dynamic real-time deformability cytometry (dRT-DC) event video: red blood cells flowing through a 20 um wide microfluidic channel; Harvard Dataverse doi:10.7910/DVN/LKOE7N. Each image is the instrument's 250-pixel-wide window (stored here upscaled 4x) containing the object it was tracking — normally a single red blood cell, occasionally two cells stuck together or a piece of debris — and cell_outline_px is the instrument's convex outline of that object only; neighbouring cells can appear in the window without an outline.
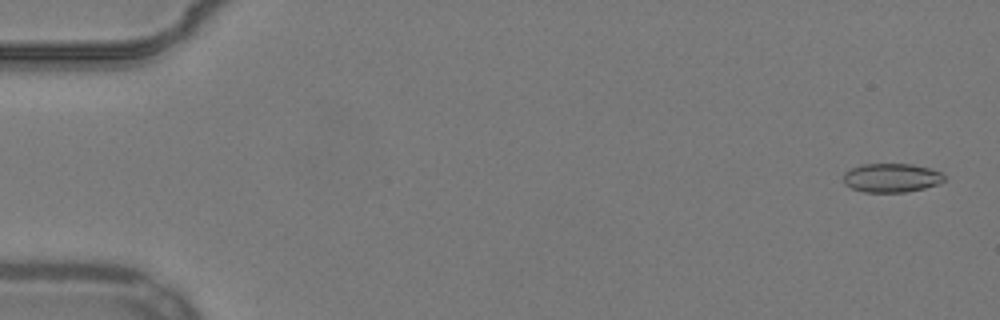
{"species": "common noctule bat (a hibernating species)", "species_latin": "Nyctalus noctula", "temperature_condition": "warm", "stored_images_in_passage": 54, "camera_frame_rate_fps": 3000, "um_per_image_px": 0.085, "animal": {"sex": "male", "body_mass_g": 19.2, "forearm_length_mm": 51.8}, "frame": {"image": 1, "passage_image": 2, "time_ms": 0.333, "image_size_px": [1000, 320], "cell_outline_px": [[944, 180], [940, 184], [924, 188], [904, 192], [864, 192], [852, 188], [844, 184], [844, 172], [860, 164], [912, 164], [928, 168], [940, 172], [944, 176]], "centroid_in_image_um": [75.76, 15.11], "position_along_channel_um": 9.2, "area_um2": 16.94}}
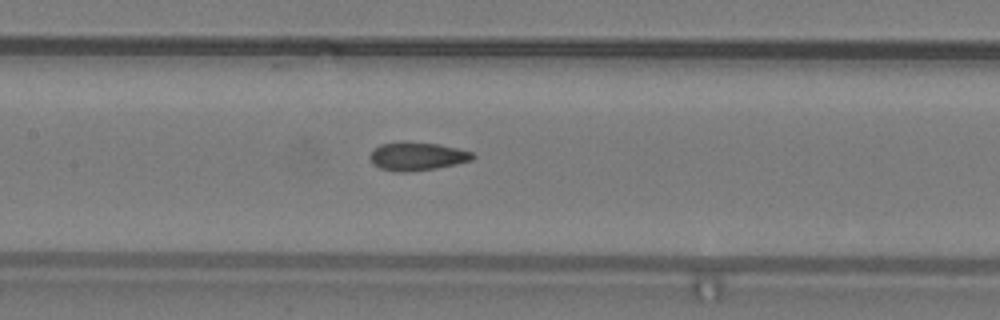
{"frame": {"image": 2, "passage_image": 26, "time_ms": 8.333, "image_size_px": [1000, 320], "cell_outline_px": [[476, 156], [472, 160], [456, 164], [436, 168], [408, 172], [396, 172], [380, 168], [372, 164], [368, 156], [372, 148], [380, 144], [400, 140], [404, 140], [440, 144], [472, 152]], "centroid_in_image_um": [35.39, 13.26], "position_along_channel_um": 172.0, "area_um2": 17.46}}
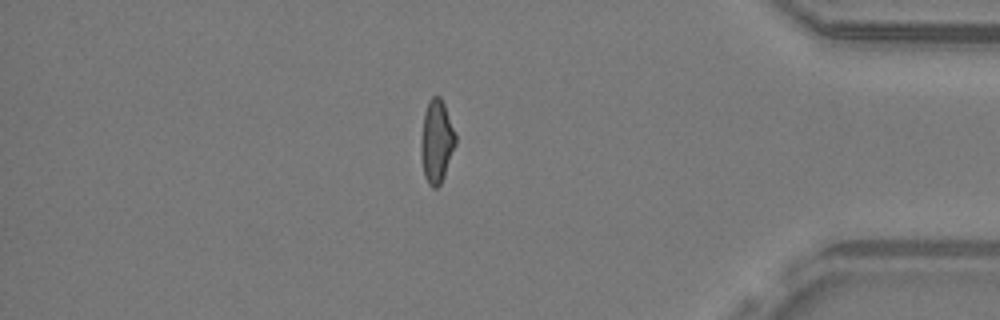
{"frame": {"image": 3, "passage_image": 46, "time_ms": 15.0, "image_size_px": [1000, 320], "cell_outline_px": [[456, 144], [444, 176], [440, 184], [436, 188], [432, 188], [428, 184], [424, 176], [420, 156], [420, 140], [424, 112], [428, 100], [432, 96], [440, 96], [444, 104], [456, 132]], "centroid_in_image_um": [37.1, 12.01], "position_along_channel_um": 398.1, "area_um2": 17.05}, "authors_computed_cell_mechanics": {"area_um2": 16.9354, "velocity_mm_per_s": 3.9003, "shape_relaxation_time_tau1_ms": null, "shape_relaxation_time_tau2_ms": 1.711, "deformation_change_tau1": null, "deformation_change_tau2": 0.0831}}